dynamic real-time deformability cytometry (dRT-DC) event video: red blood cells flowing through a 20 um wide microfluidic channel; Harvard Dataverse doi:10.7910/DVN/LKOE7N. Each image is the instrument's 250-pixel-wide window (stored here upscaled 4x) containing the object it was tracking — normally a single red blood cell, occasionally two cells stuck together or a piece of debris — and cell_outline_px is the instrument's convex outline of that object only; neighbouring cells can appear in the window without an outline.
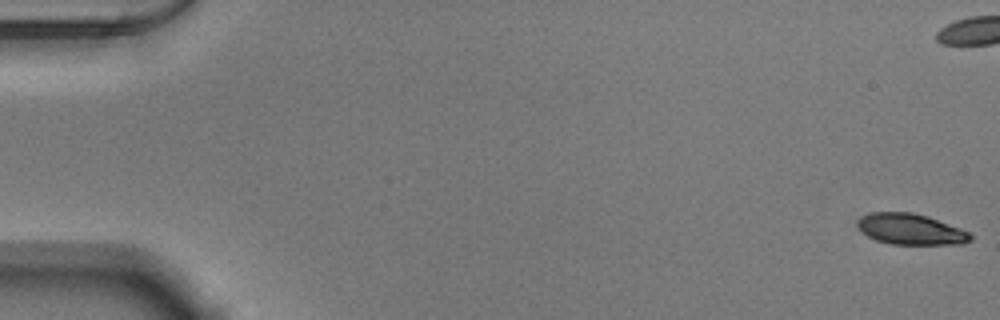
{"species": "Egyptian fruit bat (a non-hibernating species)", "species_latin": "Rousettus aegyptiacus", "temperature_condition": "warm", "stored_images_in_passage": 54, "camera_frame_rate_fps": 3000, "um_per_image_px": 0.085, "animal": {"sex": "male"}, "frame": {"image": 1, "passage_image": 1, "time_ms": 0.0, "image_size_px": [1000, 320], "cell_outline_px": [[972, 240], [964, 244], [892, 244], [876, 240], [860, 232], [856, 224], [856, 220], [860, 216], [872, 212], [912, 212], [928, 216], [960, 228], [968, 232], [972, 236]], "centroid_in_image_um": [77.37, 19.48], "position_along_channel_um": 7.6, "area_um2": 20.52}}
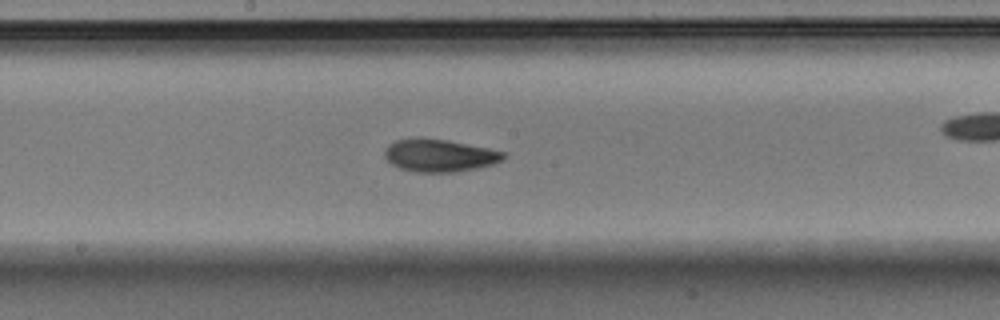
{"frame": {"image": 2, "passage_image": 29, "time_ms": 9.333, "image_size_px": [1000, 320], "cell_outline_px": [[504, 160], [492, 164], [476, 168], [456, 172], [416, 172], [400, 168], [392, 164], [384, 156], [384, 152], [388, 144], [396, 140], [444, 140], [488, 148], [504, 152]], "centroid_in_image_um": [37.37, 13.25], "position_along_channel_um": 210.8, "area_um2": 21.85}}
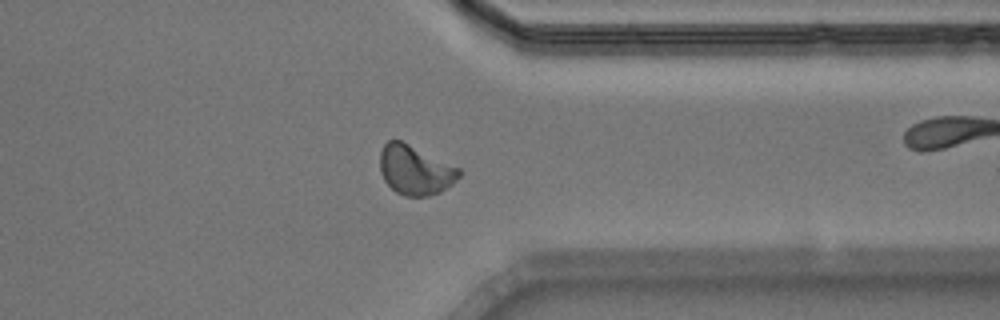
{"frame": {"image": 3, "passage_image": 42, "time_ms": 13.667, "image_size_px": [1000, 320], "cell_outline_px": [[464, 172], [452, 184], [440, 192], [428, 196], [404, 196], [396, 192], [384, 180], [380, 172], [380, 152], [384, 144], [388, 140], [400, 140], [460, 168]], "centroid_in_image_um": [35.29, 14.46], "position_along_channel_um": 376.1, "area_um2": 22.77}, "authors_computed_cell_mechanics": {"area_um2": 21.8195, "velocity_mm_per_s": 3.8827, "shape_relaxation_time_tau1_ms": 6.62, "shape_relaxation_time_tau2_ms": 1.6722, "deformation_change_tau1": 0.1961, "deformation_change_tau2": 0.0657}}